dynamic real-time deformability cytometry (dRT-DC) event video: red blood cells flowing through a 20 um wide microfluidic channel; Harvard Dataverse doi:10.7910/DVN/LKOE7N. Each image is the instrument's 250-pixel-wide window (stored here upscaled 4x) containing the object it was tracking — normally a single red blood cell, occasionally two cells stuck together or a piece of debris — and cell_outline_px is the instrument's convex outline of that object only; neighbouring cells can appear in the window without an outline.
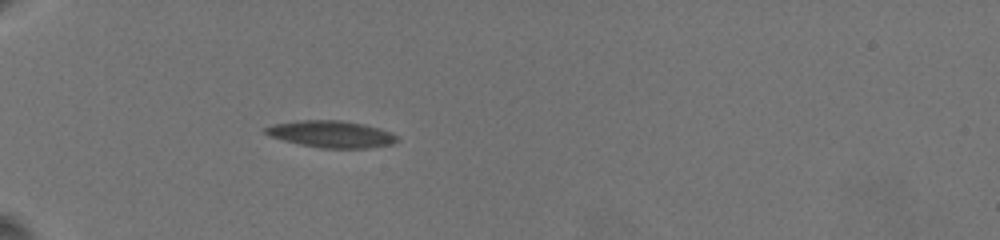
{"species": "common noctule bat (a hibernating species)", "species_latin": "Nyctalus noctula", "temperature_condition": "warm", "stored_images_in_passage": 2, "camera_frame_rate_fps": 3000, "um_per_image_px": 0.085, "animal": {"sex": "female", "body_mass_g": 19.5, "forearm_length_mm": 54.1}, "frame": {"image": 1, "passage_image": 1, "time_ms": 0.0, "image_size_px": [1000, 240], "cell_outline_px": [[396, 140], [392, 144], [364, 148], [320, 148], [300, 144], [284, 140], [272, 136], [264, 132], [264, 128], [276, 124], [304, 120], [340, 120], [360, 124], [376, 128], [388, 132], [396, 136]], "centroid_in_image_um": [28.12, 11.41], "position_along_channel_um": 56.9, "area_um2": 19.88}}